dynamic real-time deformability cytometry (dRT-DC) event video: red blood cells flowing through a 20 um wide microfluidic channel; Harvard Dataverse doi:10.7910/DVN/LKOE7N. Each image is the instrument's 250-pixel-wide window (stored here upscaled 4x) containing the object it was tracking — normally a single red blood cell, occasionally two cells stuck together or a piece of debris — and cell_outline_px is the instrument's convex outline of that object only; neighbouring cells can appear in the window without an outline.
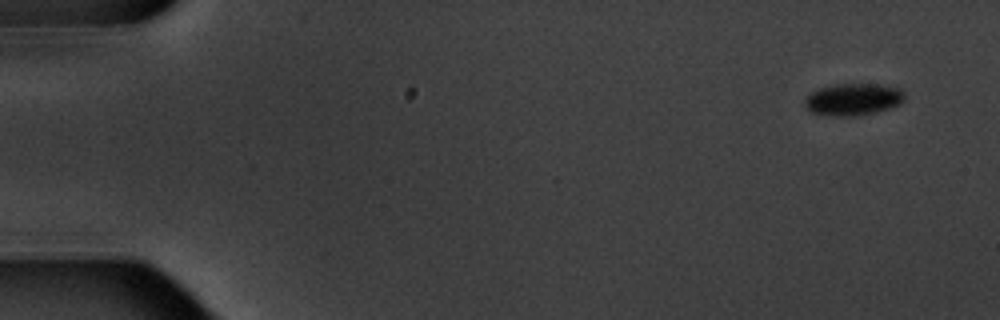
{"species": "common noctule bat (a hibernating species)", "species_latin": "Nyctalus noctula", "temperature_condition": "warm", "stored_images_in_passage": 5, "camera_frame_rate_fps": 3000, "um_per_image_px": 0.085, "animal": {"sex": "male", "body_mass_g": 20.1, "forearm_length_mm": 53.5}, "frame": {"image": 1, "passage_image": 1, "time_ms": 0.0, "image_size_px": [1000, 320], "cell_outline_px": [[904, 100], [900, 104], [876, 112], [856, 116], [832, 116], [812, 112], [804, 104], [804, 100], [812, 92], [820, 88], [836, 84], [880, 84], [900, 88], [904, 92]], "centroid_in_image_um": [72.55, 8.44], "position_along_channel_um": 12.5, "area_um2": 18.55}}
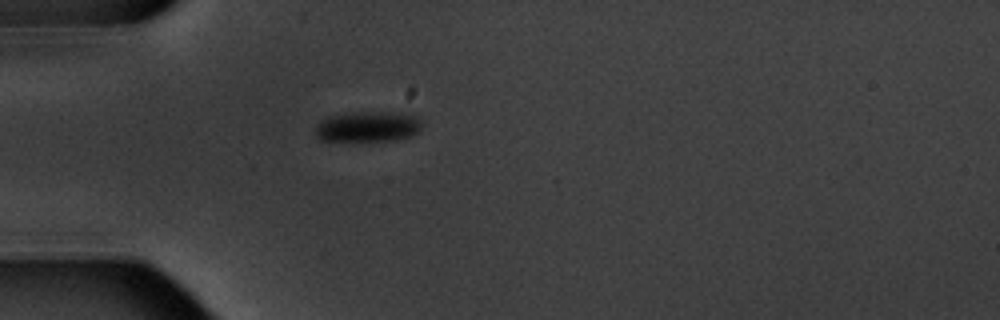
{"frame": {"image": 2, "passage_image": 5, "time_ms": 4.667, "image_size_px": [1000, 320], "cell_outline_px": [[420, 132], [412, 136], [396, 140], [320, 140], [316, 136], [316, 124], [328, 116], [356, 112], [392, 112], [416, 116], [420, 120]], "centroid_in_image_um": [31.28, 10.76], "position_along_channel_um": 53.7, "area_um2": 18.79}}